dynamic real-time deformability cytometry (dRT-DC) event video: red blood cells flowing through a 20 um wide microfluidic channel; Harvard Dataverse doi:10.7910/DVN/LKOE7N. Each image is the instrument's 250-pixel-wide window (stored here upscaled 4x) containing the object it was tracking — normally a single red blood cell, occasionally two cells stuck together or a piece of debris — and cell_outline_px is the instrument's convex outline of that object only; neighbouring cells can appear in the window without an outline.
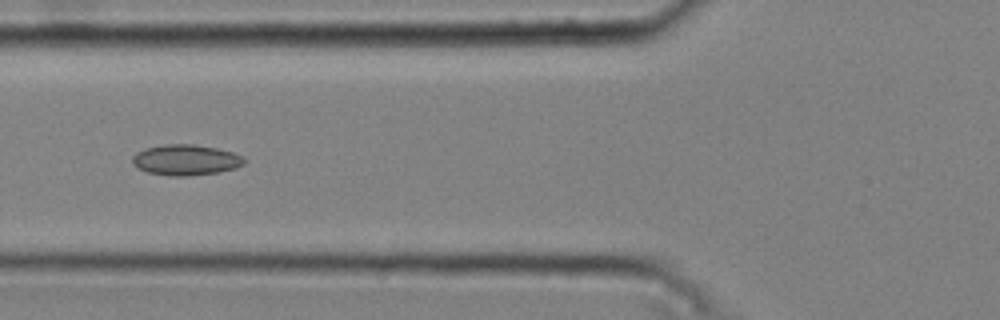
{"species": "common noctule bat (a hibernating species)", "species_latin": "Nyctalus noctula", "temperature_condition": "cold", "stored_images_in_passage": 30, "camera_frame_rate_fps": 3000, "um_per_image_px": 0.085, "animal": {"sex": "male", "body_mass_g": 20.4}, "frame": {"image": 1, "passage_image": 5, "time_ms": 1.333, "image_size_px": [1000, 320], "cell_outline_px": [[248, 160], [244, 164], [236, 168], [220, 172], [188, 176], [172, 176], [148, 172], [132, 164], [132, 156], [136, 152], [144, 148], [164, 144], [192, 144], [216, 148], [232, 152], [244, 156]], "centroid_in_image_um": [15.82, 13.59], "position_along_channel_um": 110.0, "area_um2": 20.17}}
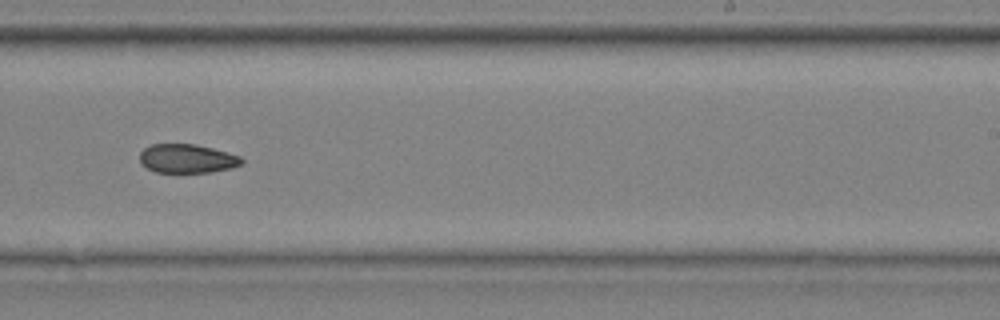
{"frame": {"image": 2, "passage_image": 18, "time_ms": 5.667, "image_size_px": [1000, 320], "cell_outline_px": [[244, 164], [232, 168], [212, 172], [156, 172], [140, 164], [140, 152], [144, 148], [152, 144], [196, 144], [228, 152], [240, 156], [244, 160]], "centroid_in_image_um": [15.93, 13.48], "position_along_channel_um": 273.1, "area_um2": 17.28}, "authors_computed_cell_mechanics": {"area_um2": 17.8024, "velocity_mm_per_s": 3.7623, "shape_relaxation_time_tau1_ms": null, "shape_relaxation_time_tau2_ms": 5.0901, "deformation_change_tau1": null, "deformation_change_tau2": 0.0994}}